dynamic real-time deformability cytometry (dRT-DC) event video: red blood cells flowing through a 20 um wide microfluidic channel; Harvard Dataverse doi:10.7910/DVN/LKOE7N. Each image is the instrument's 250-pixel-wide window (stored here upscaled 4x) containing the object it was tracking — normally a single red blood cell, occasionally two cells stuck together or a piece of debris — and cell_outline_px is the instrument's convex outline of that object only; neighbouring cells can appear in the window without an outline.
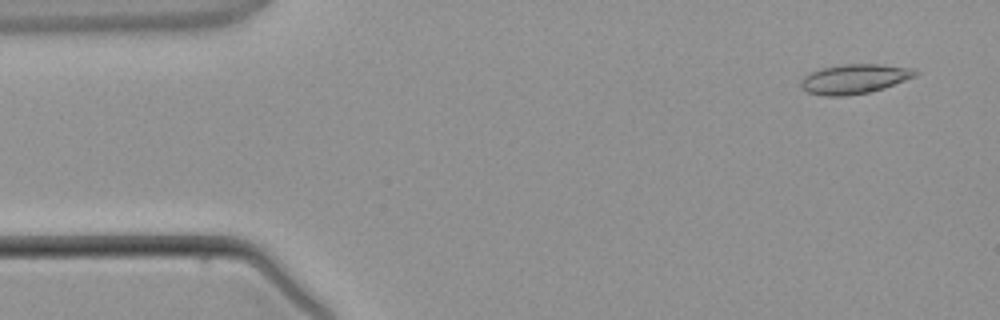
{"species": "common noctule bat (a hibernating species)", "species_latin": "Nyctalus noctula", "temperature_condition": "warm", "stored_images_in_passage": 3, "camera_frame_rate_fps": 3000, "um_per_image_px": 0.085, "animal": {"sex": "male", "body_mass_g": 21.5, "forearm_length_mm": 52.0}, "frame": {"image": 1, "passage_image": 1, "time_ms": 0.0, "image_size_px": [1000, 320], "cell_outline_px": [[920, 72], [916, 76], [884, 88], [868, 92], [844, 96], [824, 96], [808, 92], [800, 88], [800, 84], [804, 76], [812, 72], [824, 68], [844, 64], [880, 64], [916, 68]], "centroid_in_image_um": [72.67, 6.7], "position_along_channel_um": 12.3, "area_um2": 19.71}}